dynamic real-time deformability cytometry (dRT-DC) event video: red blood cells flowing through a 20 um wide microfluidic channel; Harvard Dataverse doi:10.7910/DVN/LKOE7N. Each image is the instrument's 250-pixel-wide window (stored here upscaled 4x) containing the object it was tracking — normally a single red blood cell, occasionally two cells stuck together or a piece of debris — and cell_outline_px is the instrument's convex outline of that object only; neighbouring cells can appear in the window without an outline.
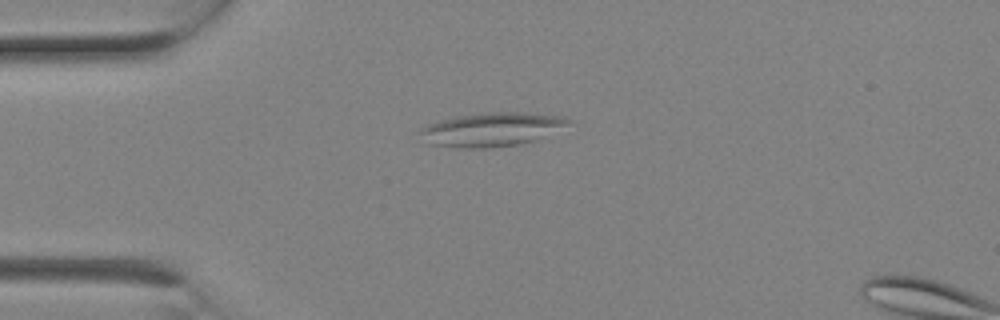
{"species": "Egyptian fruit bat (a non-hibernating species)", "species_latin": "Rousettus aegyptiacus", "temperature_condition": "room temperature", "stored_images_in_passage": 2, "camera_frame_rate_fps": 3000, "um_per_image_px": 0.085, "animal": {"sex": "female"}, "frame": {"image": 1, "passage_image": 1, "time_ms": 0.0, "image_size_px": [1000, 320], "cell_outline_px": [[572, 120], [568, 124], [532, 140], [516, 144], [492, 148], [456, 148], [432, 144], [420, 132], [420, 128], [428, 124], [440, 120], [456, 116], [488, 112], [520, 112], [564, 116]], "centroid_in_image_um": [41.76, 10.99], "position_along_channel_um": 43.2, "area_um2": 28.55}}